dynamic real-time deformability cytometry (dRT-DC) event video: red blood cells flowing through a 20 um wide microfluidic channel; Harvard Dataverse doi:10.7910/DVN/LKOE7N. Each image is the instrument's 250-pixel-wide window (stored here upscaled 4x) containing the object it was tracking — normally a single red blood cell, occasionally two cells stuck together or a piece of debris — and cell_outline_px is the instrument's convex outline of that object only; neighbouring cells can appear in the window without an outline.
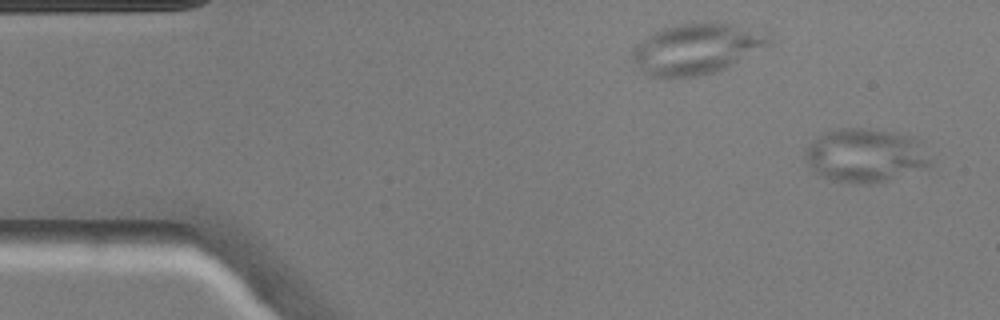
{"species": "common noctule bat (a hibernating species)", "species_latin": "Nyctalus noctula", "temperature_condition": "warm", "stored_images_in_passage": 47, "camera_frame_rate_fps": 3000, "um_per_image_px": 0.085, "animal": {"sex": "male", "body_mass_g": 20.5, "forearm_length_mm": 52.5}, "frame": {"image": 1, "passage_image": 1, "time_ms": 0.0, "image_size_px": [1000, 320], "cell_outline_px": [[932, 164], [928, 168], [884, 180], [856, 184], [832, 180], [820, 176], [816, 172], [808, 160], [804, 152], [804, 148], [808, 144], [824, 132], [840, 128], [860, 128], [892, 132], [916, 136], [924, 140]], "centroid_in_image_um": [73.63, 13.18], "position_along_channel_um": 11.4, "area_um2": 39.3}}
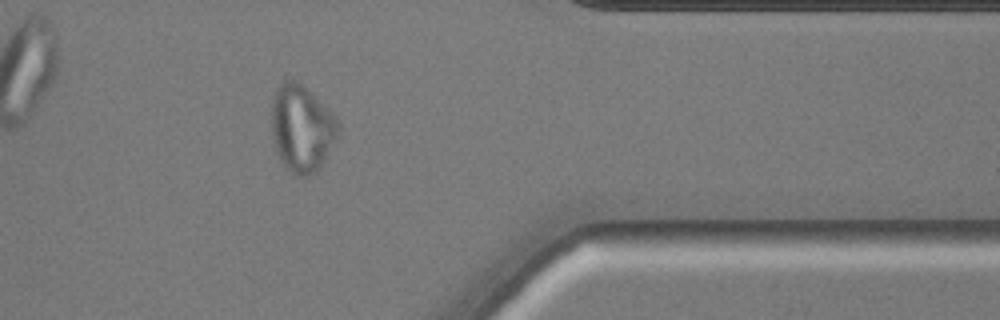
{"frame": {"image": 2, "passage_image": 38, "time_ms": 12.333, "image_size_px": [1000, 320], "cell_outline_px": [[340, 132], [324, 160], [316, 172], [308, 176], [296, 176], [288, 172], [284, 168], [276, 152], [272, 136], [272, 96], [276, 88], [284, 80], [300, 80], [336, 116], [340, 124]], "centroid_in_image_um": [25.64, 10.9], "position_along_channel_um": 385.8, "area_um2": 34.45}}
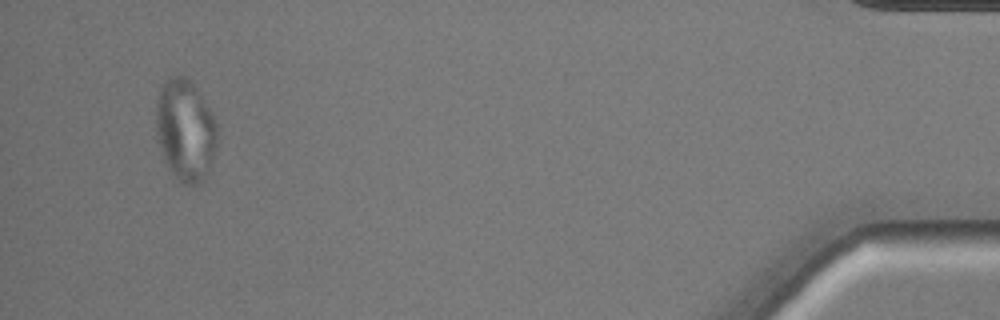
{"frame": {"image": 3, "passage_image": 45, "time_ms": 14.667, "image_size_px": [1000, 320], "cell_outline_px": [[216, 144], [208, 172], [192, 188], [184, 184], [168, 168], [164, 160], [156, 140], [156, 100], [160, 88], [172, 76], [184, 76], [196, 88], [208, 108], [216, 124]], "centroid_in_image_um": [15.71, 11.09], "position_along_channel_um": 419.5, "area_um2": 35.72}}